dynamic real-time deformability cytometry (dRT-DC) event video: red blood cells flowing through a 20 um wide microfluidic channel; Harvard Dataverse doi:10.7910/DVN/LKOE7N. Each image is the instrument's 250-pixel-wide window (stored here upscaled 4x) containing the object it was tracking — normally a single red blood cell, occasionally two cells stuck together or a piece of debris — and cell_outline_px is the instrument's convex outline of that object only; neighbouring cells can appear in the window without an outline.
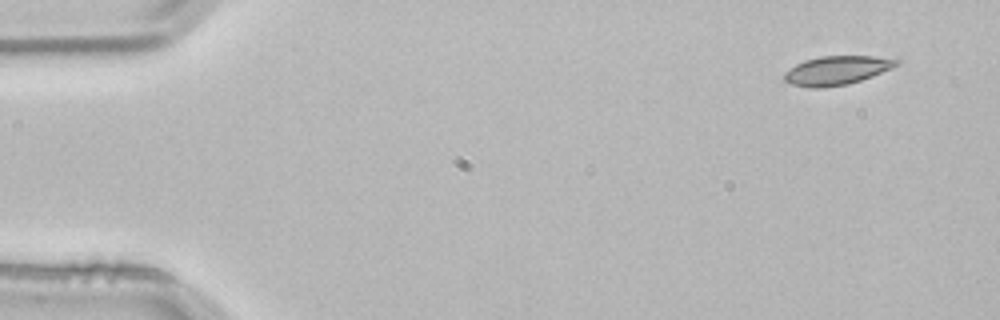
{"species": "common noctule bat (a hibernating species)", "species_latin": "Nyctalus noctula", "temperature_condition": "room temperature", "stored_images_in_passage": 4, "camera_frame_rate_fps": 3000, "um_per_image_px": 0.085, "animal": {"sex": "male", "body_mass_g": 21.5, "forearm_length_mm": 52.0}, "frame": {"image": 1, "passage_image": 1, "time_ms": 0.0, "image_size_px": [1000, 320], "cell_outline_px": [[900, 64], [872, 76], [848, 84], [820, 88], [812, 88], [792, 84], [784, 80], [784, 72], [796, 64], [804, 60], [820, 56], [872, 56], [900, 60]], "centroid_in_image_um": [71.1, 5.98], "position_along_channel_um": 13.9, "area_um2": 18.73}}
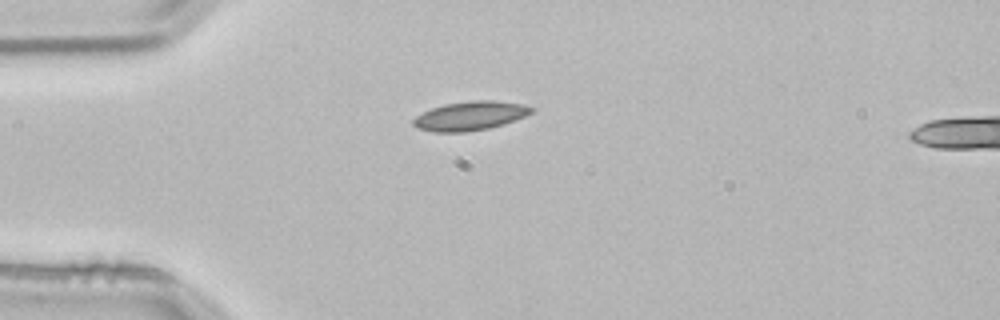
{"frame": {"image": 2, "passage_image": 3, "time_ms": 0.667, "image_size_px": [1000, 320], "cell_outline_px": [[536, 108], [532, 112], [524, 116], [488, 128], [464, 132], [436, 132], [416, 128], [412, 124], [412, 120], [416, 116], [432, 108], [444, 104], [472, 100], [496, 100], [524, 104]], "centroid_in_image_um": [39.94, 9.83], "position_along_channel_um": 45.1, "area_um2": 19.83}}